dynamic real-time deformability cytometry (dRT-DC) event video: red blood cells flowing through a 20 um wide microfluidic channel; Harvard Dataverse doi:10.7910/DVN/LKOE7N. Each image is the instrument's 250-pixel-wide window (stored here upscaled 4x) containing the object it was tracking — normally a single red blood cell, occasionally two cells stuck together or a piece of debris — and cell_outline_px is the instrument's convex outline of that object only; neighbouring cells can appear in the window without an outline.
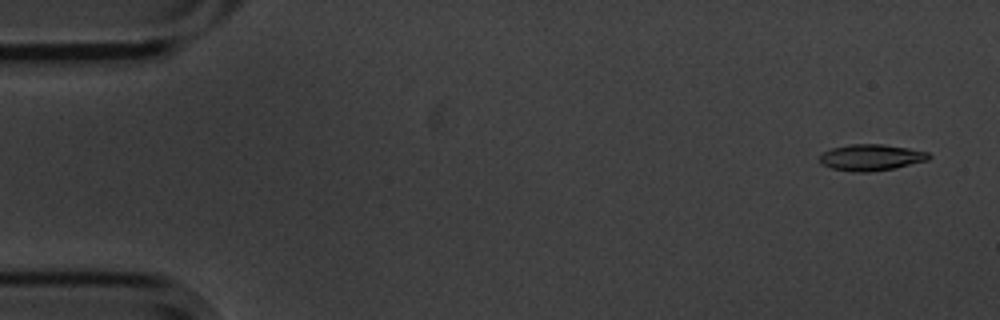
{"species": "common noctule bat (a hibernating species)", "species_latin": "Nyctalus noctula", "temperature_condition": "cold", "stored_images_in_passage": 25, "camera_frame_rate_fps": 3000, "um_per_image_px": 0.085, "animal": {"sex": "male", "body_mass_g": 20.1, "forearm_length_mm": 53.5}, "frame": {"image": 1, "passage_image": 3, "time_ms": 0.667, "image_size_px": [1000, 320], "cell_outline_px": [[932, 156], [928, 160], [892, 168], [868, 172], [856, 172], [832, 168], [820, 164], [820, 156], [824, 152], [832, 148], [848, 144], [884, 144], [908, 148], [928, 152]], "centroid_in_image_um": [74.04, 13.37], "position_along_channel_um": 11.0, "area_um2": 16.59}}
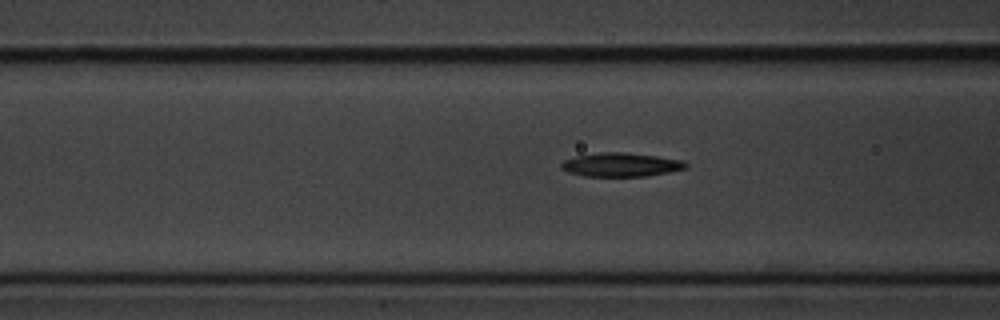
{"frame": {"image": 2, "passage_image": 22, "time_ms": 7.0, "image_size_px": [1000, 320], "cell_outline_px": [[688, 168], [668, 172], [644, 176], [584, 176], [568, 172], [560, 168], [560, 164], [564, 160], [576, 156], [600, 152], [624, 152], [656, 156], [684, 160], [688, 164]], "centroid_in_image_um": [52.78, 13.99], "position_along_channel_um": 113.8, "area_um2": 17.28}}
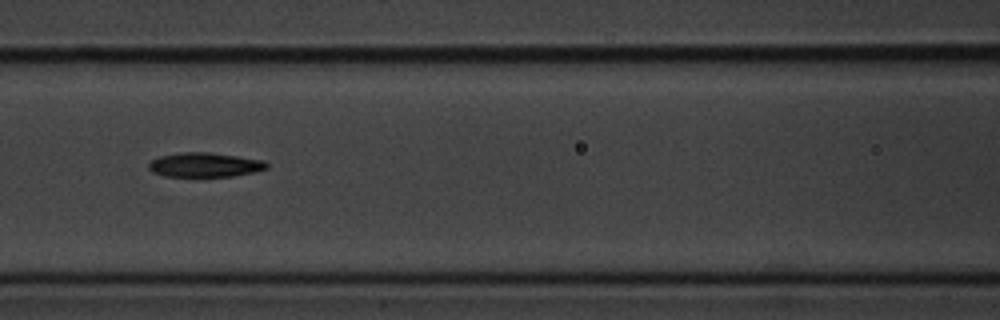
{"frame": {"image": 3, "passage_image": 25, "time_ms": 8.0, "image_size_px": [1000, 320], "cell_outline_px": [[268, 168], [252, 172], [232, 176], [164, 176], [152, 172], [148, 168], [148, 164], [152, 160], [160, 156], [176, 152], [208, 152], [264, 160], [268, 164]], "centroid_in_image_um": [17.37, 14.0], "position_along_channel_um": 149.2, "area_um2": 16.7}}